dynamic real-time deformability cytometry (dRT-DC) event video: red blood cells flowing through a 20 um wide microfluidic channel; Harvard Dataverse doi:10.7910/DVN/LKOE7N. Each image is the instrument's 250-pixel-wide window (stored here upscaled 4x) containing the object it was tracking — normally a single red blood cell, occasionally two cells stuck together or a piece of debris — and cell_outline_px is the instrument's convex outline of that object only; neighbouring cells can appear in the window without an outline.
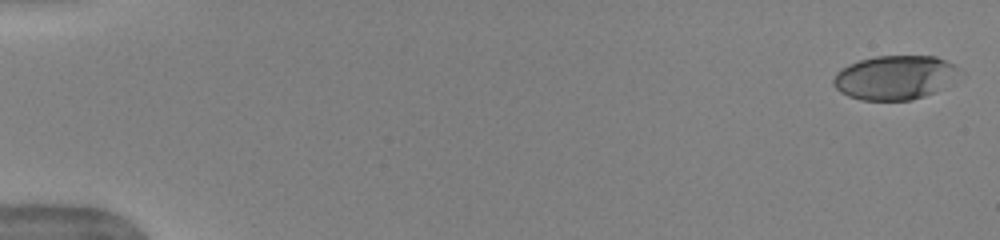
{"species": "human", "species_latin": "Homo sapiens", "temperature_condition": "warm", "stored_images_in_passage": 50, "camera_frame_rate_fps": 3000, "um_per_image_px": 0.085, "donor": {"sex": "female"}, "frame": {"image": 1, "passage_image": 1, "time_ms": 0.0, "image_size_px": [1000, 240], "cell_outline_px": [[964, 76], [924, 96], [912, 100], [860, 100], [848, 96], [840, 92], [832, 84], [832, 80], [836, 72], [840, 68], [848, 64], [860, 60], [876, 56], [936, 56], [956, 64], [964, 72]], "centroid_in_image_um": [76.1, 6.58], "position_along_channel_um": 8.9, "area_um2": 32.95}}
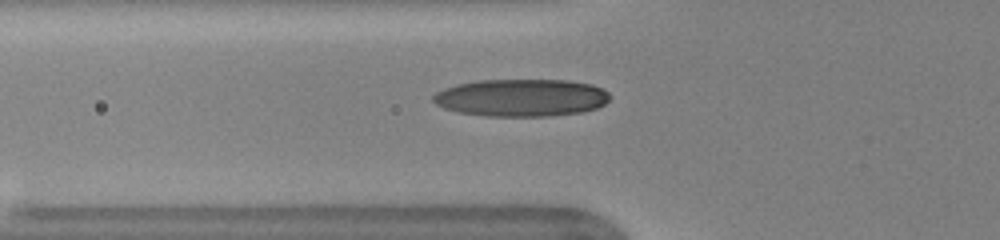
{"frame": {"image": 2, "passage_image": 19, "time_ms": 6.0, "image_size_px": [1000, 240], "cell_outline_px": [[608, 100], [604, 104], [596, 108], [580, 112], [548, 116], [484, 116], [460, 112], [444, 108], [436, 104], [432, 100], [432, 96], [436, 92], [444, 88], [456, 84], [480, 80], [568, 80], [592, 84], [608, 92]], "centroid_in_image_um": [44.28, 8.3], "position_along_channel_um": 81.5, "area_um2": 38.49}}
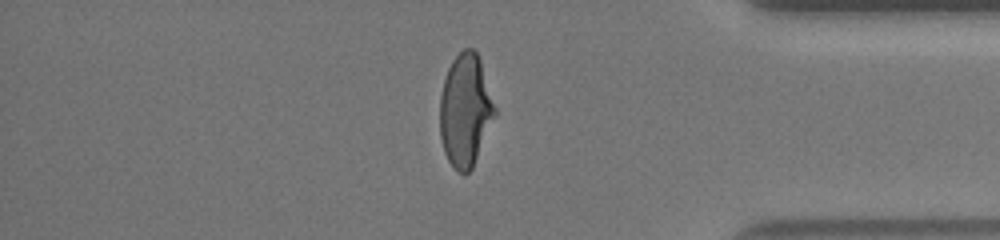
{"frame": {"image": 3, "passage_image": 44, "time_ms": 14.333, "image_size_px": [1000, 240], "cell_outline_px": [[496, 116], [472, 168], [464, 176], [456, 172], [448, 160], [444, 152], [440, 136], [440, 96], [444, 80], [448, 68], [452, 60], [464, 48], [472, 48], [476, 52], [480, 60], [496, 108]], "centroid_in_image_um": [39.55, 9.42], "position_along_channel_um": 395.6, "area_um2": 36.13}}